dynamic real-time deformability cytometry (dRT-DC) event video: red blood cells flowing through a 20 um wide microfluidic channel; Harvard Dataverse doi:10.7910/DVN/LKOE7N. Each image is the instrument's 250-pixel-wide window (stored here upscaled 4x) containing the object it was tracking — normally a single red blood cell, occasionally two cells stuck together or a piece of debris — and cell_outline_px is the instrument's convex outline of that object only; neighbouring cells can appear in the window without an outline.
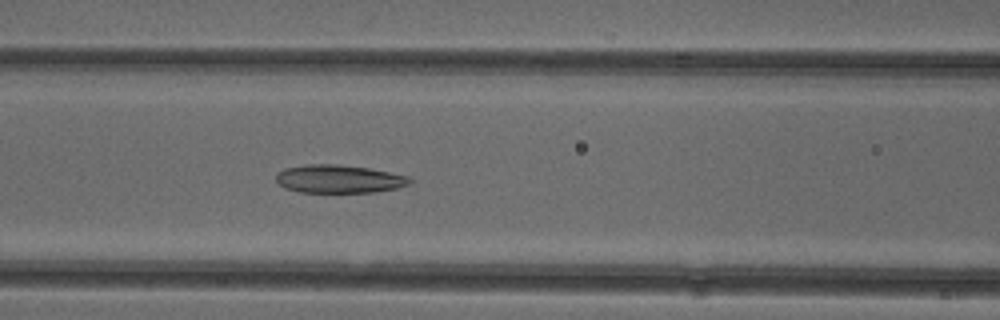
{"species": "common noctule bat (a hibernating species)", "species_latin": "Nyctalus noctula", "temperature_condition": "cold", "stored_images_in_passage": 48, "camera_frame_rate_fps": 3000, "um_per_image_px": 0.085, "animal": {"sex": "female"}, "frame": {"image": 1, "passage_image": 18, "time_ms": 5.667, "image_size_px": [1000, 320], "cell_outline_px": [[412, 180], [408, 184], [396, 188], [376, 192], [300, 192], [284, 188], [276, 180], [276, 172], [284, 168], [308, 164], [336, 164], [368, 168], [408, 176]], "centroid_in_image_um": [28.76, 15.21], "position_along_channel_um": 137.8, "area_um2": 21.85}}
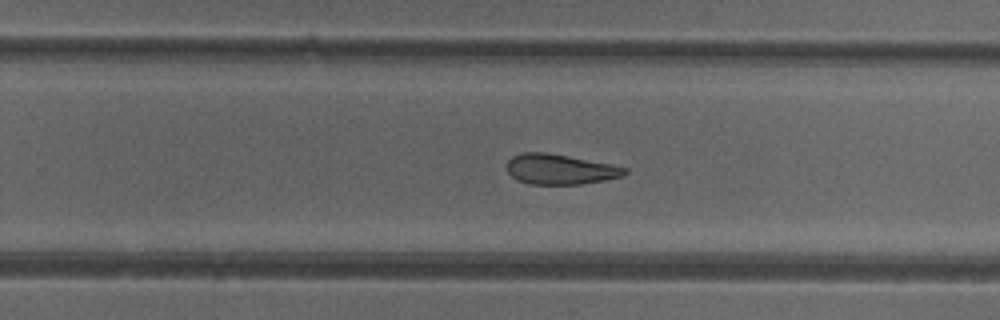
{"frame": {"image": 2, "passage_image": 29, "time_ms": 9.333, "image_size_px": [1000, 320], "cell_outline_px": [[628, 172], [624, 176], [604, 180], [580, 184], [528, 184], [516, 180], [508, 172], [508, 160], [512, 156], [520, 152], [544, 152], [612, 164], [628, 168]], "centroid_in_image_um": [47.61, 14.39], "position_along_channel_um": 282.2, "area_um2": 20.75}}
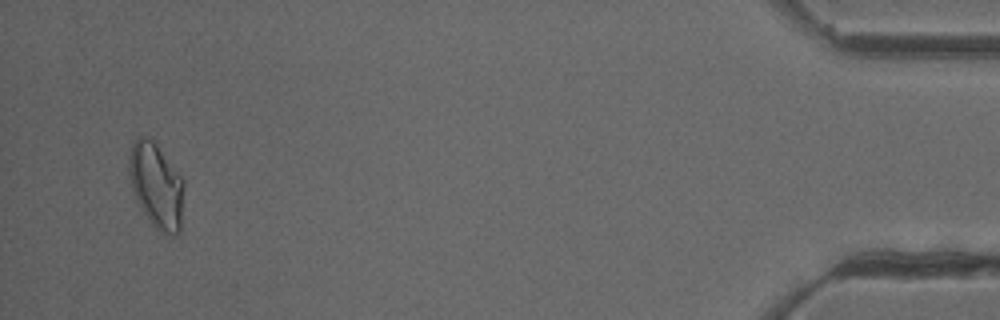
{"frame": {"image": 3, "passage_image": 46, "time_ms": 15.0, "image_size_px": [1000, 320], "cell_outline_px": [[184, 188], [180, 232], [176, 236], [172, 236], [160, 232], [152, 224], [144, 212], [132, 188], [128, 176], [128, 156], [132, 140], [136, 136], [148, 136], [156, 144], [184, 180]], "centroid_in_image_um": [13.28, 15.74], "position_along_channel_um": 421.9, "area_um2": 27.4}, "authors_computed_cell_mechanics": {"area_um2": 23.5246, "velocity_mm_per_s": 3.9552, "shape_relaxation_time_tau1_ms": null, "shape_relaxation_time_tau2_ms": 4.026, "deformation_change_tau1": null, "deformation_change_tau2": 0.1209}}